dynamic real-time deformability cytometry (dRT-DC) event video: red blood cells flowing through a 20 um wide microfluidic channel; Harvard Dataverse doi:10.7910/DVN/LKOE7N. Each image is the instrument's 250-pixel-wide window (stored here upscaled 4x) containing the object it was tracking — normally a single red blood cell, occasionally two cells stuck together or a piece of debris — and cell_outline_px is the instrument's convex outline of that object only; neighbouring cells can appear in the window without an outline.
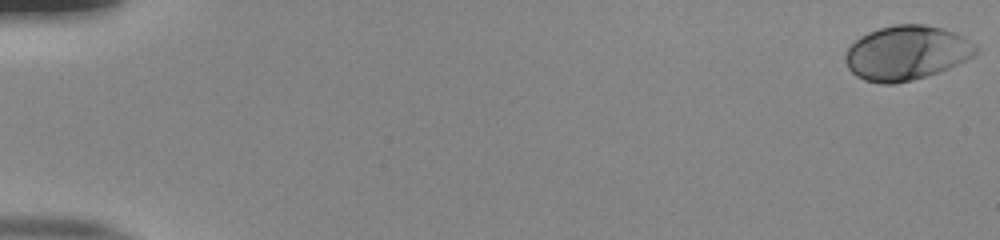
{"species": "human", "species_latin": "Homo sapiens", "temperature_condition": "room temperature", "stored_images_in_passage": 54, "camera_frame_rate_fps": 3000, "um_per_image_px": 0.085, "donor": {"sex": "male"}, "frame": {"image": 1, "passage_image": 1, "time_ms": 0.0, "image_size_px": [1000, 240], "cell_outline_px": [[980, 48], [972, 56], [948, 68], [912, 80], [892, 84], [880, 84], [864, 80], [856, 76], [848, 68], [844, 56], [848, 48], [860, 36], [868, 32], [880, 28], [896, 24], [924, 24], [944, 28], [956, 32], [964, 36], [976, 44]], "centroid_in_image_um": [77.05, 4.48], "position_along_channel_um": 7.9, "area_um2": 41.38}}
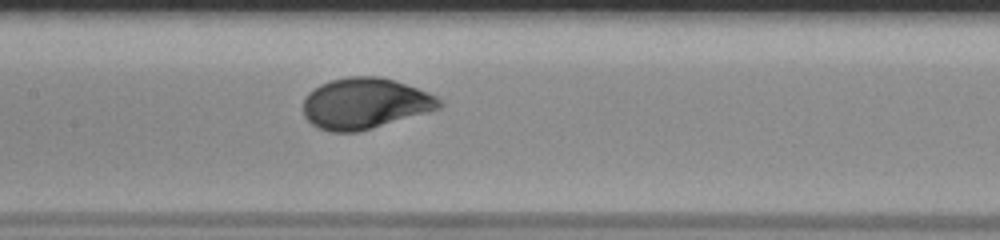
{"frame": {"image": 2, "passage_image": 28, "time_ms": 9.0, "image_size_px": [1000, 240], "cell_outline_px": [[444, 104], [440, 108], [428, 112], [372, 128], [356, 132], [328, 132], [312, 124], [304, 116], [304, 96], [308, 92], [320, 84], [332, 80], [348, 76], [380, 76], [428, 92], [436, 96]], "centroid_in_image_um": [31.0, 8.79], "position_along_channel_um": 176.4, "area_um2": 40.23}}
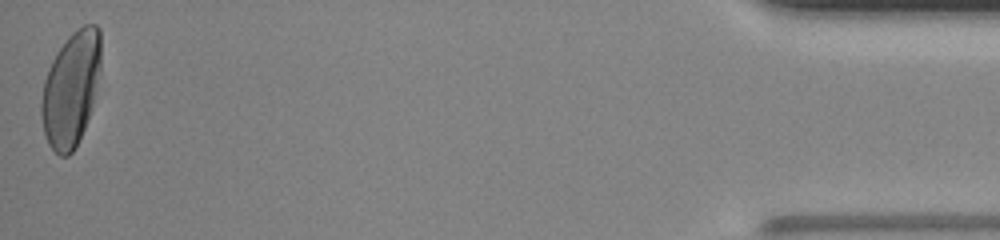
{"frame": {"image": 3, "passage_image": 54, "time_ms": 17.667, "image_size_px": [1000, 240], "cell_outline_px": [[100, 68], [92, 104], [84, 128], [72, 152], [68, 156], [60, 156], [48, 144], [44, 132], [40, 112], [40, 100], [44, 80], [52, 60], [56, 52], [68, 36], [72, 32], [84, 24], [96, 24], [100, 28]], "centroid_in_image_um": [6.01, 7.53], "position_along_channel_um": 429.2, "area_um2": 39.48}, "authors_computed_cell_mechanics": {"area_um2": 39.9687, "velocity_mm_per_s": 3.8705, "shape_relaxation_time_tau1_ms": 2.7692, "shape_relaxation_time_tau2_ms": null, "deformation_change_tau1": 0.1521, "deformation_change_tau2": null}}